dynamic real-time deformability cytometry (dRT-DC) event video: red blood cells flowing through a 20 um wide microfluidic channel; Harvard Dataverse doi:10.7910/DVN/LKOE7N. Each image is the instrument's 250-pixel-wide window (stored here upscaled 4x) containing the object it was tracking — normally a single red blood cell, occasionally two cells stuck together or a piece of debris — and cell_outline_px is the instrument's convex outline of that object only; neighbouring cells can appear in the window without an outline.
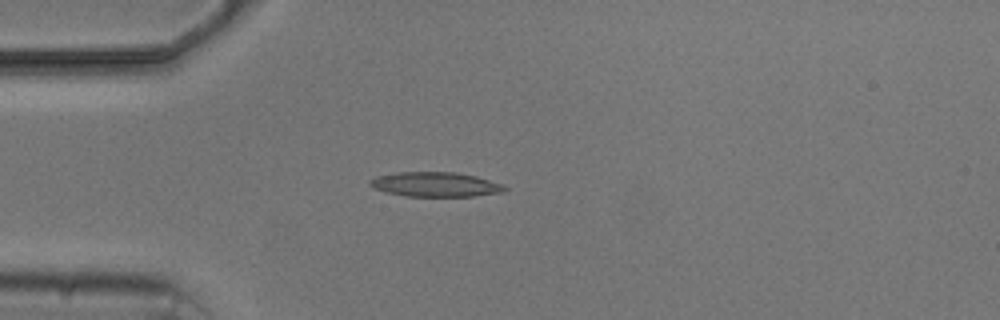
{"species": "common noctule bat (a hibernating species)", "species_latin": "Nyctalus noctula", "temperature_condition": "cold", "stored_images_in_passage": 3, "camera_frame_rate_fps": 3000, "um_per_image_px": 0.085, "animal": {"sex": "male", "body_mass_g": 20.5, "forearm_length_mm": 52.5}, "frame": {"image": 1, "passage_image": 3, "time_ms": 3.0, "image_size_px": [1000, 320], "cell_outline_px": [[508, 188], [504, 192], [472, 196], [404, 196], [384, 192], [372, 188], [368, 184], [368, 180], [376, 176], [396, 172], [456, 172], [476, 176], [504, 184]], "centroid_in_image_um": [36.98, 15.67], "position_along_channel_um": 48.0, "area_um2": 19.59}}